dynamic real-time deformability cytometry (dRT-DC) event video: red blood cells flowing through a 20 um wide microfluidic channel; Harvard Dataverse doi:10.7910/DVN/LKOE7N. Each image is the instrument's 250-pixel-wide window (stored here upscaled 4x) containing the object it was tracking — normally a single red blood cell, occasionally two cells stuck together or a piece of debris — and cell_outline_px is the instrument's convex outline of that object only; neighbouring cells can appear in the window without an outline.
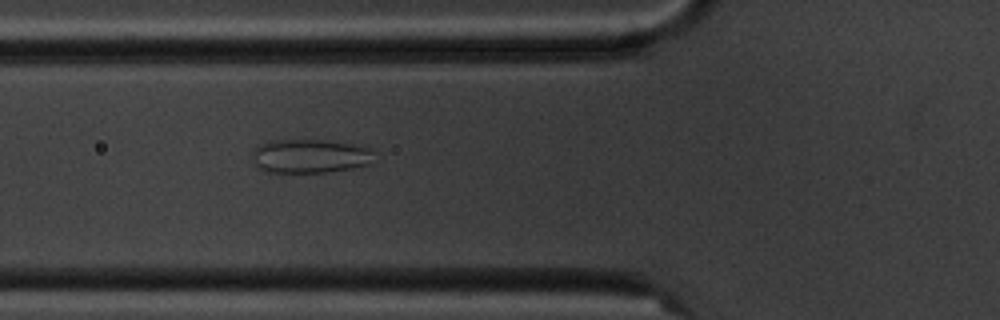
{"species": "common noctule bat (a hibernating species)", "species_latin": "Nyctalus noctula", "temperature_condition": "cold", "stored_images_in_passage": 5, "camera_frame_rate_fps": 3000, "um_per_image_px": 0.085, "animal": {"sex": "male", "body_mass_g": 20.1, "forearm_length_mm": 53.5}, "frame": {"image": 1, "passage_image": 5, "time_ms": 5.667, "image_size_px": [1000, 320], "cell_outline_px": [[376, 152], [368, 164], [352, 168], [324, 172], [268, 172], [256, 168], [252, 164], [252, 152], [260, 144], [276, 140], [328, 140], [356, 144], [372, 148]], "centroid_in_image_um": [26.34, 13.26], "position_along_channel_um": 99.5, "area_um2": 24.33}}